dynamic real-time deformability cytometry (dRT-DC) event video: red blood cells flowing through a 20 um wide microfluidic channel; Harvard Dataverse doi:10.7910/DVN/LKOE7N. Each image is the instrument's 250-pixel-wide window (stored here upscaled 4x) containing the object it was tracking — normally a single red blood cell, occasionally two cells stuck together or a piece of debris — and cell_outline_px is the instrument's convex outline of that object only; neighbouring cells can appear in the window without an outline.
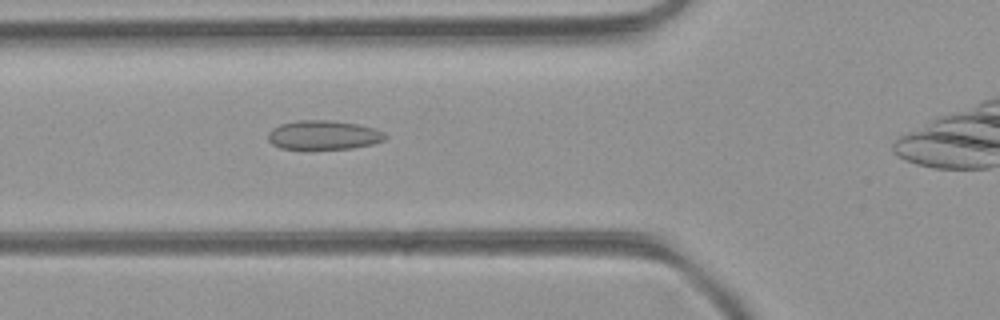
{"species": "common noctule bat (a hibernating species)", "species_latin": "Nyctalus noctula", "temperature_condition": "room temperature", "stored_images_in_passage": 37, "camera_frame_rate_fps": 3000, "um_per_image_px": 0.085, "animal": {"sex": "female", "body_mass_g": 21.9}, "frame": {"image": 1, "passage_image": 11, "time_ms": 3.333, "image_size_px": [1000, 320], "cell_outline_px": [[388, 136], [384, 140], [372, 144], [352, 148], [280, 148], [272, 144], [268, 140], [268, 132], [272, 128], [280, 124], [296, 120], [328, 120], [360, 124], [376, 128], [384, 132]], "centroid_in_image_um": [27.52, 11.46], "position_along_channel_um": 98.3, "area_um2": 19.88}}
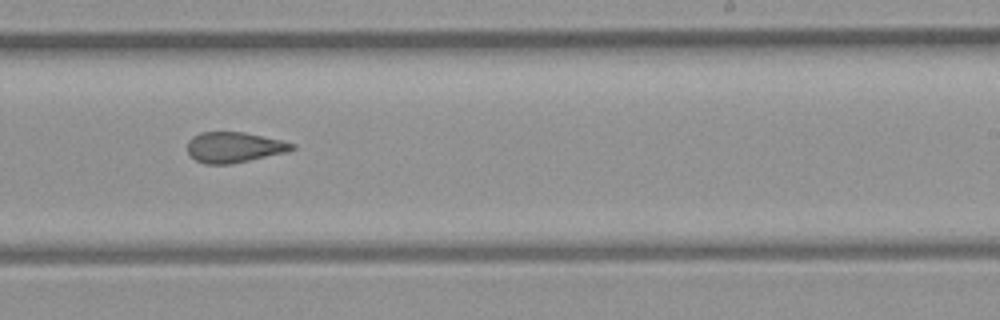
{"frame": {"image": 2, "passage_image": 24, "time_ms": 7.667, "image_size_px": [1000, 320], "cell_outline_px": [[296, 148], [288, 152], [228, 164], [204, 164], [196, 160], [188, 152], [188, 140], [192, 136], [200, 132], [244, 132], [280, 140], [296, 144]], "centroid_in_image_um": [19.9, 12.51], "position_along_channel_um": 269.1, "area_um2": 18.5}}
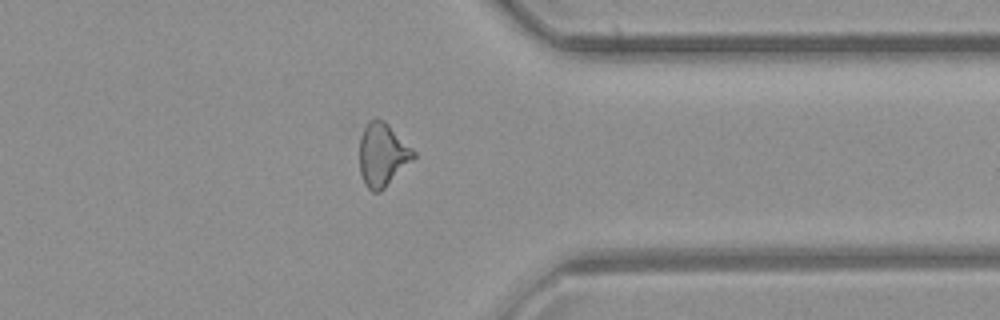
{"frame": {"image": 3, "passage_image": 33, "time_ms": 10.667, "image_size_px": [1000, 320], "cell_outline_px": [[416, 156], [380, 192], [372, 192], [368, 188], [360, 172], [360, 136], [368, 120], [384, 120], [416, 152]], "centroid_in_image_um": [32.51, 13.14], "position_along_channel_um": 378.9, "area_um2": 19.54}}